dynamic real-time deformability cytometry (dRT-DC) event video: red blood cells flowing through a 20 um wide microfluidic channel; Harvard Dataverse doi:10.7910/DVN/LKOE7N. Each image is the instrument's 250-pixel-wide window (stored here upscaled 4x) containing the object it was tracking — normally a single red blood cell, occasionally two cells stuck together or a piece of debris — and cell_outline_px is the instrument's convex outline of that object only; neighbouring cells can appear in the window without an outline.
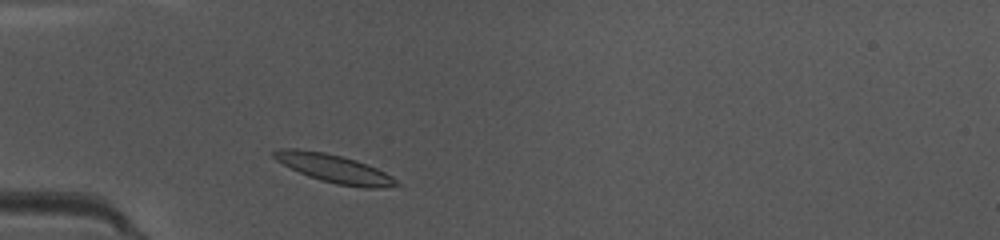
{"species": "common noctule bat (a hibernating species)", "species_latin": "Nyctalus noctula", "temperature_condition": "warm", "stored_images_in_passage": 37, "camera_frame_rate_fps": 3000, "um_per_image_px": 0.085, "animal": {"sex": "female", "body_mass_g": 10.0, "forearm_length_mm": 53.1}, "frame": {"image": 1, "passage_image": 3, "time_ms": 0.667, "image_size_px": [1000, 240], "cell_outline_px": [[400, 184], [376, 188], [360, 188], [336, 184], [320, 180], [308, 176], [276, 160], [272, 156], [272, 152], [280, 148], [296, 148], [324, 152], [356, 160], [376, 168], [392, 176]], "centroid_in_image_um": [28.38, 14.32], "position_along_channel_um": 56.6, "area_um2": 19.94}}
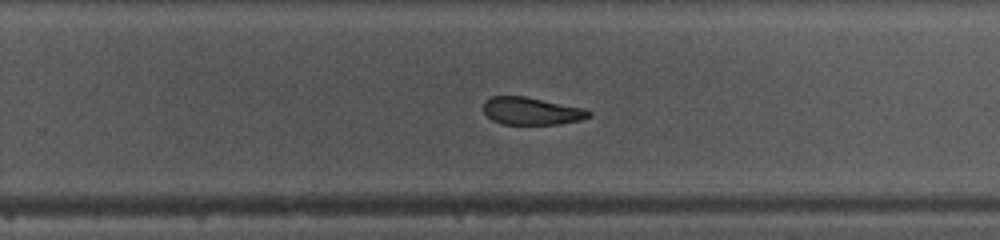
{"frame": {"image": 2, "passage_image": 20, "time_ms": 6.333, "image_size_px": [1000, 240], "cell_outline_px": [[592, 116], [580, 120], [560, 124], [500, 124], [492, 120], [484, 112], [484, 100], [492, 96], [524, 96], [584, 108], [592, 112]], "centroid_in_image_um": [45.18, 9.44], "position_along_channel_um": 284.6, "area_um2": 16.94}}
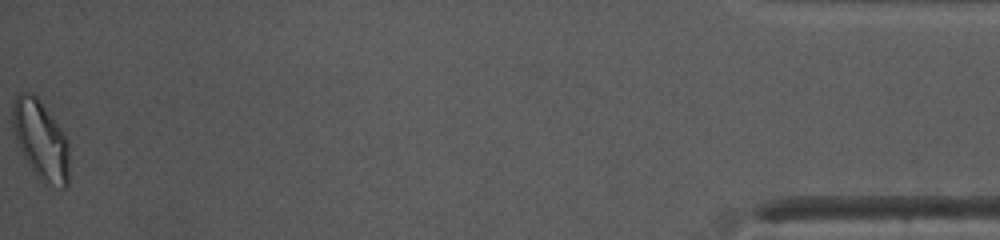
{"frame": {"image": 3, "passage_image": 37, "time_ms": 12.0, "image_size_px": [1000, 240], "cell_outline_px": [[68, 184], [64, 188], [60, 188], [44, 184], [40, 180], [28, 164], [16, 140], [12, 128], [12, 100], [20, 92], [32, 92], [40, 100], [64, 132], [68, 140]], "centroid_in_image_um": [3.45, 11.89], "position_along_channel_um": 431.7, "area_um2": 26.41}, "authors_computed_cell_mechanics": {"area_um2": 18.6694, "velocity_mm_per_s": 4.1518, "shape_relaxation_time_tau1_ms": 9.0089, "shape_relaxation_time_tau2_ms": 2.7992, "deformation_change_tau1": 0.2014, "deformation_change_tau2": 0.0733}}